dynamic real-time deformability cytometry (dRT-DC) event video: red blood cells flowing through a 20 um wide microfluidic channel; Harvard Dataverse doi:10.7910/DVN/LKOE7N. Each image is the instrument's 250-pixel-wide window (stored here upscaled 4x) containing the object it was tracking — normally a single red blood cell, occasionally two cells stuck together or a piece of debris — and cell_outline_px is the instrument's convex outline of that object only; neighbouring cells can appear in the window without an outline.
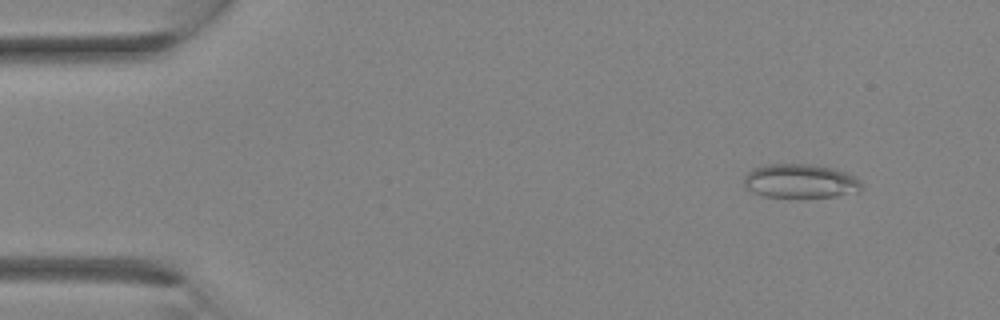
{"species": "Egyptian fruit bat (a non-hibernating species)", "species_latin": "Rousettus aegyptiacus", "temperature_condition": "room temperature", "stored_images_in_passage": 30, "camera_frame_rate_fps": 3000, "um_per_image_px": 0.085, "animal": {"sex": "female"}, "frame": {"image": 1, "passage_image": 2, "time_ms": 0.333, "image_size_px": [1000, 320], "cell_outline_px": [[864, 188], [860, 192], [836, 196], [764, 196], [752, 192], [744, 184], [744, 176], [752, 168], [764, 164], [812, 164], [832, 168], [856, 176], [860, 180]], "centroid_in_image_um": [68.06, 15.37], "position_along_channel_um": 16.9, "area_um2": 23.29}}
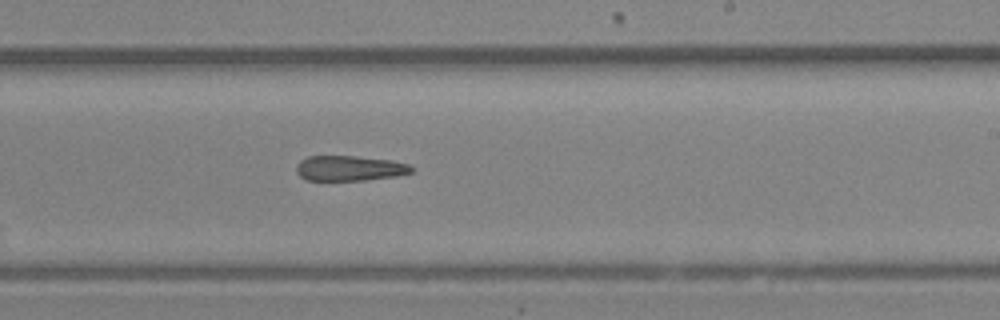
{"frame": {"image": 2, "passage_image": 18, "time_ms": 5.667, "image_size_px": [1000, 320], "cell_outline_px": [[412, 172], [396, 176], [364, 180], [308, 180], [300, 176], [296, 172], [296, 164], [300, 160], [308, 156], [356, 156], [392, 160], [408, 164], [412, 168]], "centroid_in_image_um": [29.68, 14.29], "position_along_channel_um": 259.3, "area_um2": 16.88}}
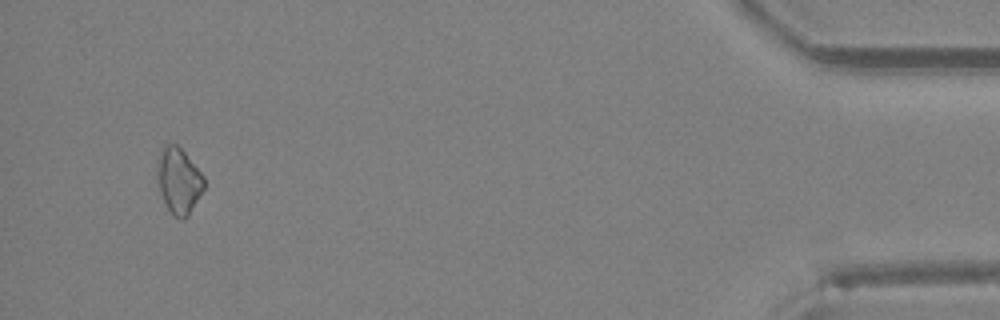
{"frame": {"image": 3, "passage_image": 29, "time_ms": 9.333, "image_size_px": [1000, 320], "cell_outline_px": [[204, 188], [188, 216], [184, 220], [180, 220], [172, 216], [160, 192], [156, 168], [156, 164], [160, 148], [164, 144], [176, 144], [184, 152], [204, 176]], "centroid_in_image_um": [15.17, 15.36], "position_along_channel_um": 420.0, "area_um2": 18.03}}